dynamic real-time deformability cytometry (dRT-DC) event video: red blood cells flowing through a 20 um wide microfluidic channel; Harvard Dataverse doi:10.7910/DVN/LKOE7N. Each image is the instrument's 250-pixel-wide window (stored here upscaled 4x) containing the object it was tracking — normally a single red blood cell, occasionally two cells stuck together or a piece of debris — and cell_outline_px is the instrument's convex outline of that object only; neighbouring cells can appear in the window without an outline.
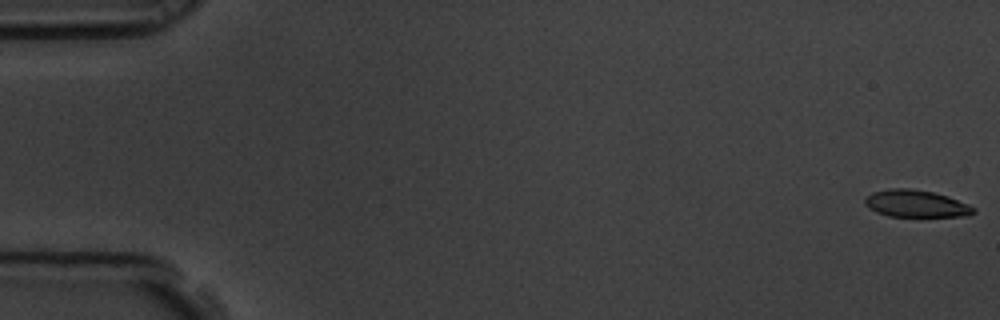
{"species": "common noctule bat (a hibernating species)", "species_latin": "Nyctalus noctula", "temperature_condition": "room temperature", "stored_images_in_passage": 4, "camera_frame_rate_fps": 3000, "um_per_image_px": 0.085, "animal": {"sex": "male", "body_mass_g": 19.5, "forearm_length_mm": 54.6}, "frame": {"image": 1, "passage_image": 1, "time_ms": 0.0, "image_size_px": [1000, 320], "cell_outline_px": [[976, 212], [968, 216], [888, 216], [876, 212], [868, 208], [864, 204], [864, 200], [872, 192], [888, 188], [912, 188], [932, 192], [948, 196], [968, 204], [976, 208]], "centroid_in_image_um": [77.85, 17.3], "position_along_channel_um": 7.1, "area_um2": 17.28}}